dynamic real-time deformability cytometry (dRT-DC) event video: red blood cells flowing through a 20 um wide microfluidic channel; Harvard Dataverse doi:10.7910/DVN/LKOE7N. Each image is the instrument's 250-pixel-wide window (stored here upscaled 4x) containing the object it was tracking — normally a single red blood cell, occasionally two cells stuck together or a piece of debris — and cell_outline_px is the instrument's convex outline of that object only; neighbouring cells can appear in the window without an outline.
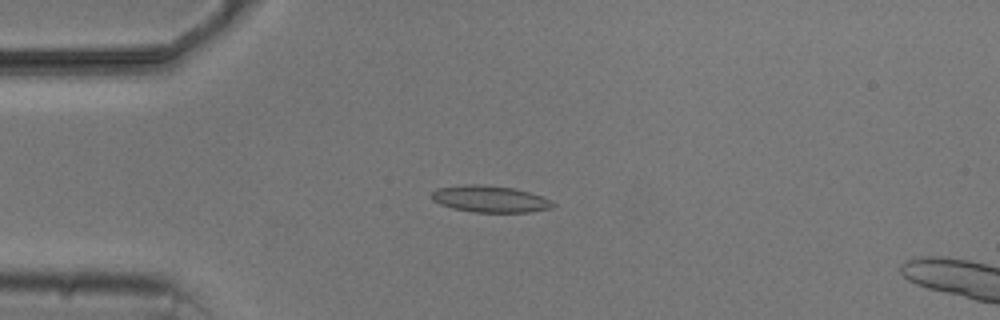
{"species": "common noctule bat (a hibernating species)", "species_latin": "Nyctalus noctula", "temperature_condition": "cold", "stored_images_in_passage": 8, "camera_frame_rate_fps": 3000, "um_per_image_px": 0.085, "animal": {"sex": "male", "body_mass_g": 20.5, "forearm_length_mm": 52.5}, "frame": {"image": 1, "passage_image": 3, "time_ms": 2.333, "image_size_px": [1000, 320], "cell_outline_px": [[556, 204], [552, 208], [528, 212], [472, 212], [452, 208], [440, 204], [432, 200], [432, 192], [436, 188], [464, 184], [480, 184], [512, 188], [528, 192], [540, 196]], "centroid_in_image_um": [41.6, 16.91], "position_along_channel_um": 43.4, "area_um2": 18.73}}
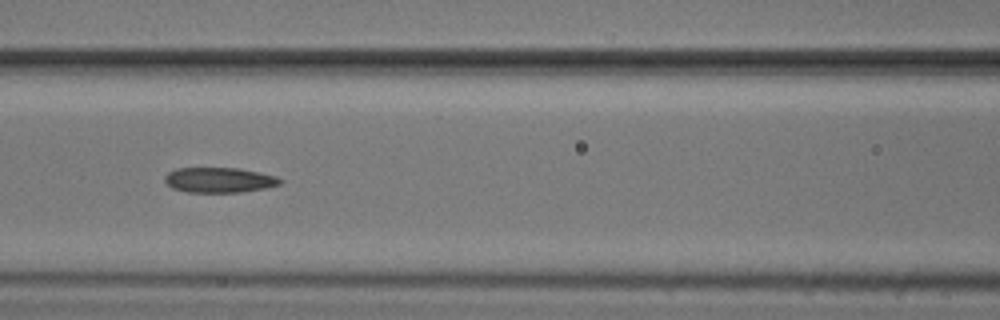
{"frame": {"image": 2, "passage_image": 6, "time_ms": 5.667, "image_size_px": [1000, 320], "cell_outline_px": [[284, 180], [280, 184], [264, 188], [240, 192], [188, 192], [172, 188], [164, 180], [164, 176], [168, 172], [176, 168], [240, 168], [260, 172], [276, 176]], "centroid_in_image_um": [18.64, 15.29], "position_along_channel_um": 148.0, "area_um2": 16.94}}
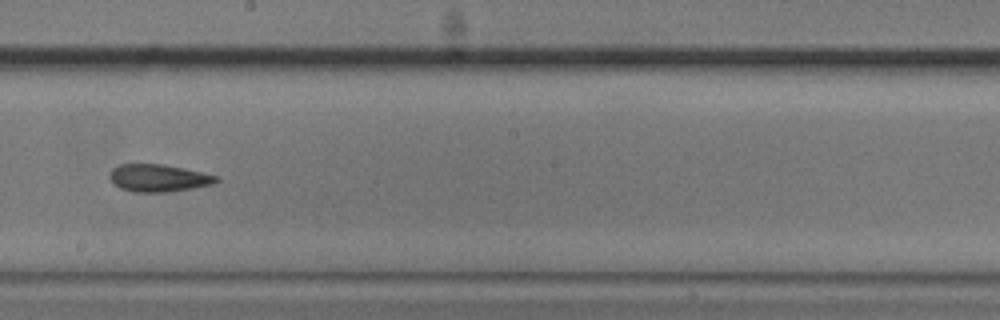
{"frame": {"image": 3, "passage_image": 8, "time_ms": 8.0, "image_size_px": [1000, 320], "cell_outline_px": [[220, 180], [212, 184], [192, 188], [168, 192], [132, 192], [120, 188], [108, 176], [112, 168], [120, 164], [160, 164], [200, 172], [216, 176]], "centroid_in_image_um": [13.43, 15.14], "position_along_channel_um": 234.8, "area_um2": 16.76}}